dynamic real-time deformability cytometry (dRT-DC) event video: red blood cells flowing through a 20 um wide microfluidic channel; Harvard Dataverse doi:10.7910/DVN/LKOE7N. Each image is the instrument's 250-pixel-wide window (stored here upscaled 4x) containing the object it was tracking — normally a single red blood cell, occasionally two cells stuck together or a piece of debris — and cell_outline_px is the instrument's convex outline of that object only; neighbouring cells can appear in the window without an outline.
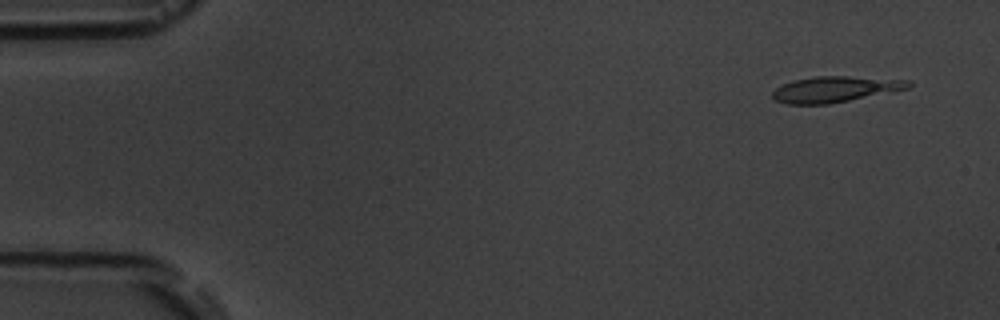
{"species": "common noctule bat (a hibernating species)", "species_latin": "Nyctalus noctula", "temperature_condition": "room temperature", "stored_images_in_passage": 5, "segment_of_instrument_passage": [1, 2], "camera_frame_rate_fps": 3000, "um_per_image_px": 0.085, "animal": {"sex": "male", "body_mass_g": 19.5, "forearm_length_mm": 54.6}, "frame": {"image": 1, "passage_image": 1, "time_ms": 0.0, "image_size_px": [1000, 320], "cell_outline_px": [[912, 84], [908, 88], [892, 92], [828, 104], [788, 104], [776, 100], [772, 96], [772, 92], [776, 88], [792, 80], [816, 76], [848, 76], [912, 80]], "centroid_in_image_um": [71.01, 7.58], "position_along_channel_um": 14.0, "area_um2": 20.46}}
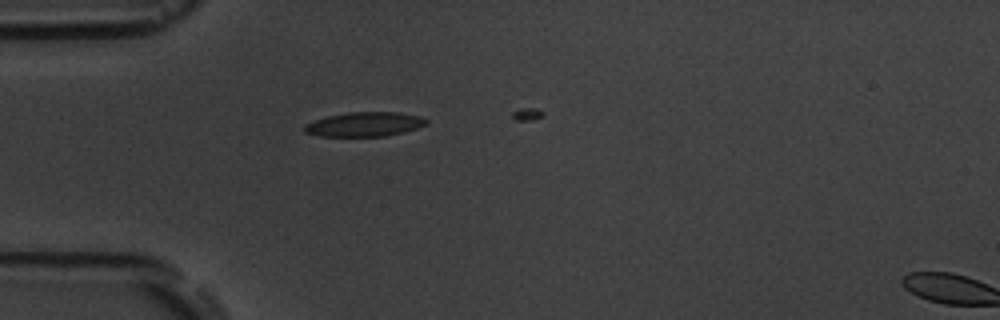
{"frame": {"image": 2, "passage_image": 4, "time_ms": 4.0, "image_size_px": [1000, 320], "cell_outline_px": [[428, 124], [404, 132], [388, 136], [316, 136], [304, 132], [304, 124], [328, 116], [348, 112], [396, 112], [420, 116], [428, 120]], "centroid_in_image_um": [30.99, 10.57], "position_along_channel_um": 54.0, "area_um2": 17.34}}